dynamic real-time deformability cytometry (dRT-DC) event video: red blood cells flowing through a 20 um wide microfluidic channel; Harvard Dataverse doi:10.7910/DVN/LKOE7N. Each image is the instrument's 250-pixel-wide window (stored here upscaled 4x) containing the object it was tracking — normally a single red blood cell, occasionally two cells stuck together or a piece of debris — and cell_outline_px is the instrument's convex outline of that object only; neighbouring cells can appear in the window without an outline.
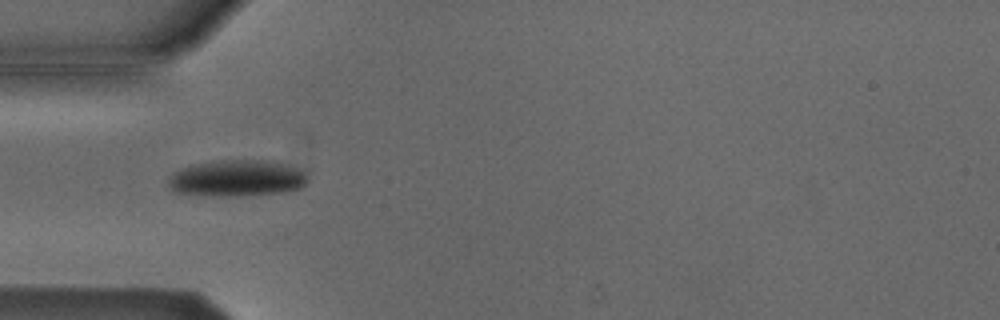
{"species": "Egyptian fruit bat (a non-hibernating species)", "species_latin": "Rousettus aegyptiacus", "temperature_condition": "cold", "stored_images_in_passage": 7, "camera_frame_rate_fps": 3000, "um_per_image_px": 0.085, "animal": {"sex": "male"}, "frame": {"image": 1, "passage_image": 4, "time_ms": 1.0, "image_size_px": [1000, 320], "cell_outline_px": [[308, 180], [300, 188], [284, 192], [240, 196], [204, 196], [176, 192], [168, 184], [168, 176], [172, 172], [196, 164], [220, 160], [260, 160], [280, 164], [308, 172]], "centroid_in_image_um": [20.12, 15.17], "position_along_channel_um": 64.9, "area_um2": 29.48}}
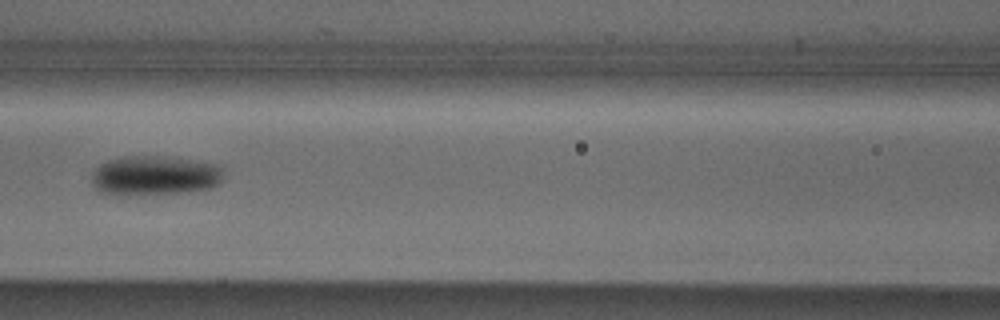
{"frame": {"image": 2, "passage_image": 6, "time_ms": 1.667, "image_size_px": [1000, 320], "cell_outline_px": [[224, 180], [212, 188], [184, 192], [140, 196], [116, 196], [100, 192], [92, 184], [92, 176], [96, 168], [100, 164], [108, 160], [120, 156], [164, 156], [196, 160], [220, 164], [224, 168]], "centroid_in_image_um": [13.19, 14.94], "position_along_channel_um": 153.4, "area_um2": 31.5}}
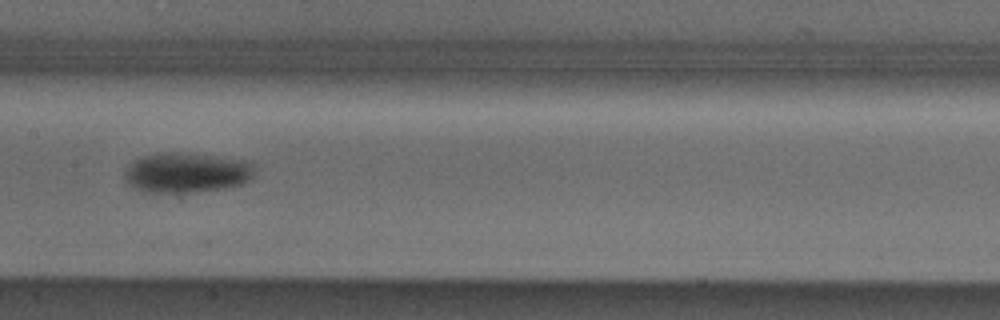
{"frame": {"image": 3, "passage_image": 7, "time_ms": 2.0, "image_size_px": [1000, 320], "cell_outline_px": [[252, 176], [248, 180], [240, 184], [228, 188], [196, 192], [148, 192], [136, 188], [124, 180], [124, 172], [136, 160], [144, 156], [160, 152], [176, 152], [252, 160]], "centroid_in_image_um": [15.88, 14.67], "position_along_channel_um": 191.5, "area_um2": 30.17}}